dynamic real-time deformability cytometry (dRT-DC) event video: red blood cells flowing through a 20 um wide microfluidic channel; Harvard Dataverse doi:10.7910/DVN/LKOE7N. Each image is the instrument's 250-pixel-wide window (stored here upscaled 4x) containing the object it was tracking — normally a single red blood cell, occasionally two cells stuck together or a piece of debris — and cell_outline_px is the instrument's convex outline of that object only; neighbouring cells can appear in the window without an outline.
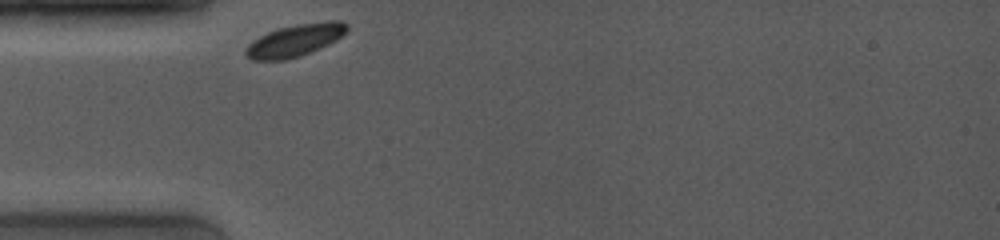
{"species": "common noctule bat (a hibernating species)", "species_latin": "Nyctalus noctula", "temperature_condition": "room temperature", "stored_images_in_passage": 11, "camera_frame_rate_fps": 4000, "um_per_image_px": 0.085, "animal": {"sex": "female", "body_mass_g": 19.0, "forearm_length_mm": 53.3}, "frame": {"image": 1, "passage_image": 1, "time_ms": 0.0, "image_size_px": [1000, 240], "cell_outline_px": [[348, 32], [336, 40], [300, 56], [284, 60], [252, 60], [244, 52], [244, 48], [252, 40], [276, 28], [300, 24], [328, 20], [340, 20], [348, 24]], "centroid_in_image_um": [25.08, 3.41], "position_along_channel_um": 59.9, "area_um2": 19.02}}
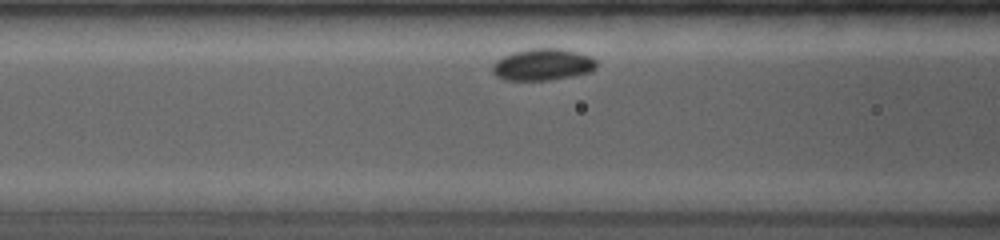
{"frame": {"image": 2, "passage_image": 4, "time_ms": 1.75, "image_size_px": [1000, 240], "cell_outline_px": [[596, 68], [588, 72], [572, 76], [548, 80], [504, 80], [496, 76], [492, 72], [492, 64], [496, 60], [512, 52], [532, 48], [560, 48], [592, 56], [596, 60]], "centroid_in_image_um": [46.11, 5.48], "position_along_channel_um": 120.5, "area_um2": 19.31}}
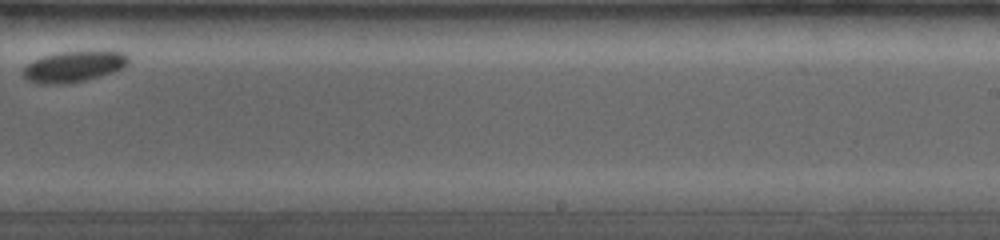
{"frame": {"image": 3, "passage_image": 10, "time_ms": 6.25, "image_size_px": [1000, 240], "cell_outline_px": [[128, 64], [112, 72], [84, 80], [64, 84], [36, 84], [24, 80], [20, 72], [28, 64], [44, 56], [60, 52], [124, 52], [128, 56]], "centroid_in_image_um": [6.18, 5.69], "position_along_channel_um": 282.8, "area_um2": 18.67}}